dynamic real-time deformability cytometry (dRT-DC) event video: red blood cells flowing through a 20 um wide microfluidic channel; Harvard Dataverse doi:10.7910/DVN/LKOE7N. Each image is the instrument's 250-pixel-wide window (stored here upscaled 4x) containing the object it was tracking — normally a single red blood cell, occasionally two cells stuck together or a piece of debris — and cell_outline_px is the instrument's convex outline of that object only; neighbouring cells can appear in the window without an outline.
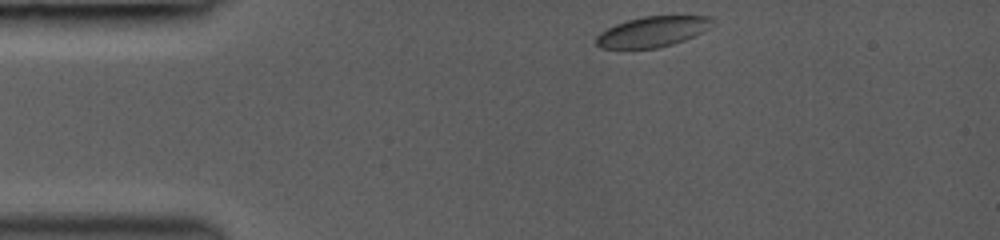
{"species": "common noctule bat (a hibernating species)", "species_latin": "Nyctalus noctula", "temperature_condition": "room temperature", "stored_images_in_passage": 13, "segment_of_instrument_passage": [1, 2], "camera_frame_rate_fps": 3000, "um_per_image_px": 0.085, "animal": {"sex": "female", "body_mass_g": 19.0, "forearm_length_mm": 53.3}, "frame": {"image": 1, "passage_image": 1, "time_ms": 0.0, "image_size_px": [1000, 240], "cell_outline_px": [[716, 20], [708, 28], [684, 40], [672, 44], [656, 48], [600, 48], [596, 44], [596, 36], [600, 32], [616, 24], [628, 20], [644, 16], [712, 16]], "centroid_in_image_um": [55.46, 2.68], "position_along_channel_um": 29.5, "area_um2": 20.4}}
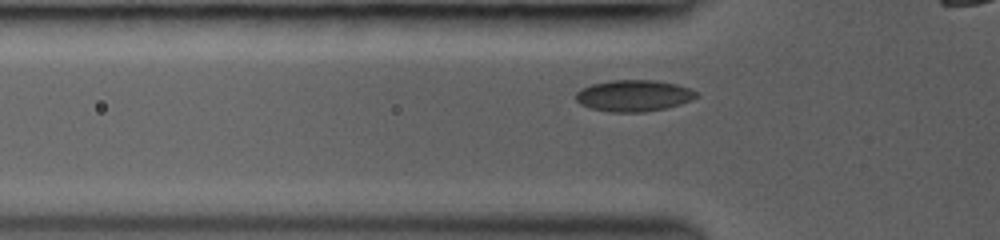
{"frame": {"image": 2, "passage_image": 8, "time_ms": 2.333, "image_size_px": [1000, 240], "cell_outline_px": [[700, 96], [692, 100], [668, 108], [644, 112], [608, 112], [588, 108], [580, 104], [576, 100], [576, 92], [580, 88], [592, 84], [608, 80], [656, 80], [676, 84], [700, 92]], "centroid_in_image_um": [53.87, 8.13], "position_along_channel_um": 71.9, "area_um2": 22.48}}
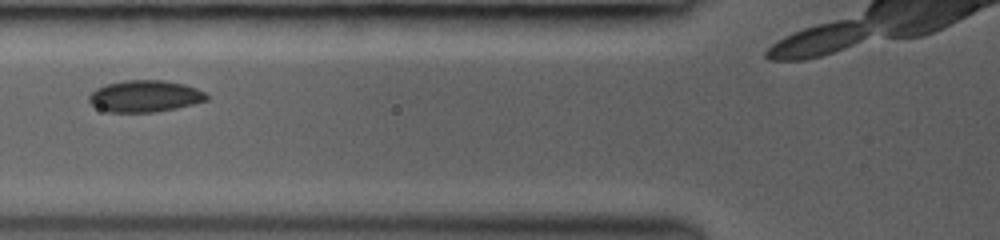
{"frame": {"image": 3, "passage_image": 10, "time_ms": 3.333, "image_size_px": [1000, 240], "cell_outline_px": [[208, 100], [176, 108], [156, 112], [108, 112], [92, 104], [88, 100], [88, 96], [96, 88], [108, 84], [124, 80], [164, 80], [184, 84], [196, 88], [204, 92], [208, 96]], "centroid_in_image_um": [12.32, 8.17], "position_along_channel_um": 113.5, "area_um2": 21.62}}